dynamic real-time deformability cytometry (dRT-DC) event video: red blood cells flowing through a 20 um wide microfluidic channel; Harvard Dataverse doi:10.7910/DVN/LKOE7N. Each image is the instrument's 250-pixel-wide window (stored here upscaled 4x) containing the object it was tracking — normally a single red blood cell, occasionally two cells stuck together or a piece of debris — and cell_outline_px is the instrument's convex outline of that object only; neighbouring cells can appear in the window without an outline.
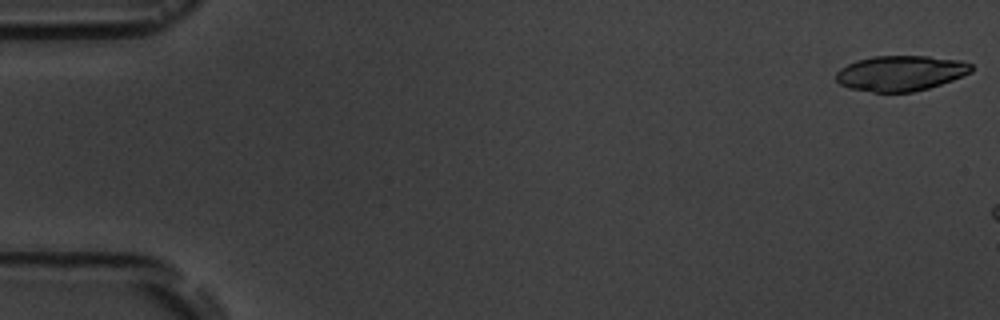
{"species": "common noctule bat (a hibernating species)", "species_latin": "Nyctalus noctula", "temperature_condition": "room temperature", "stored_images_in_passage": 3, "camera_frame_rate_fps": 3000, "um_per_image_px": 0.085, "animal": {"sex": "male", "body_mass_g": 19.5, "forearm_length_mm": 54.6}, "frame": {"image": 1, "passage_image": 1, "time_ms": 0.0, "image_size_px": [1000, 320], "cell_outline_px": [[972, 72], [964, 76], [928, 88], [912, 92], [872, 92], [848, 88], [840, 84], [836, 80], [836, 72], [840, 68], [856, 60], [872, 56], [928, 56], [960, 60], [972, 64]], "centroid_in_image_um": [76.55, 6.22], "position_along_channel_um": 8.5, "area_um2": 27.98}}